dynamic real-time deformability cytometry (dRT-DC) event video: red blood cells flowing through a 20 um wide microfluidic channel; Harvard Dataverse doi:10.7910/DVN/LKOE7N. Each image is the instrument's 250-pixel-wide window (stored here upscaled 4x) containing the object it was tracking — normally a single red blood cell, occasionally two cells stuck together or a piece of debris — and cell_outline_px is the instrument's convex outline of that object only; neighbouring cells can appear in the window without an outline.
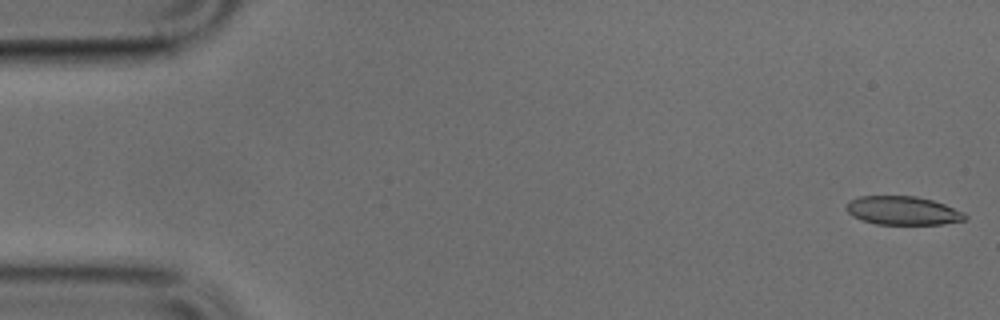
{"species": "common noctule bat (a hibernating species)", "species_latin": "Nyctalus noctula", "temperature_condition": "cold", "stored_images_in_passage": 49, "camera_frame_rate_fps": 3000, "um_per_image_px": 0.085, "animal": {"sex": "male", "body_mass_g": 17.9, "forearm_length_mm": 54.2}, "frame": {"image": 1, "passage_image": 1, "time_ms": 0.0, "image_size_px": [1000, 320], "cell_outline_px": [[968, 216], [964, 220], [940, 224], [876, 224], [860, 220], [852, 216], [844, 208], [848, 200], [860, 196], [916, 196], [932, 200], [944, 204], [964, 212]], "centroid_in_image_um": [76.69, 17.9], "position_along_channel_um": 8.3, "area_um2": 19.88}}
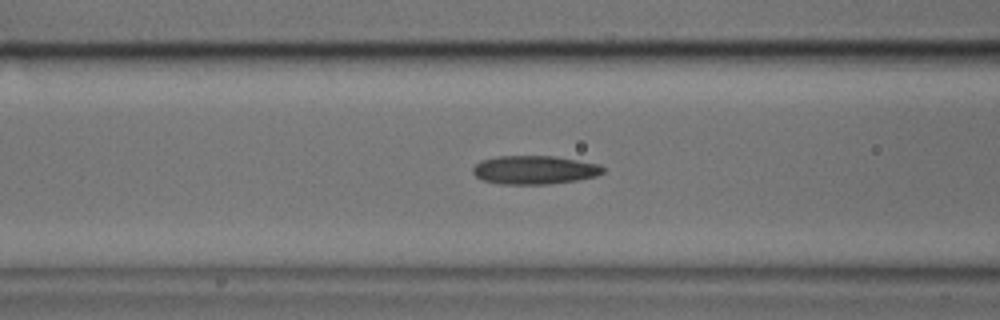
{"frame": {"image": 2, "passage_image": 19, "time_ms": 6.0, "image_size_px": [1000, 320], "cell_outline_px": [[604, 172], [596, 176], [576, 180], [548, 184], [500, 184], [484, 180], [476, 176], [472, 172], [472, 168], [480, 160], [500, 156], [556, 156], [600, 164], [604, 168]], "centroid_in_image_um": [45.44, 14.43], "position_along_channel_um": 121.2, "area_um2": 21.68}}
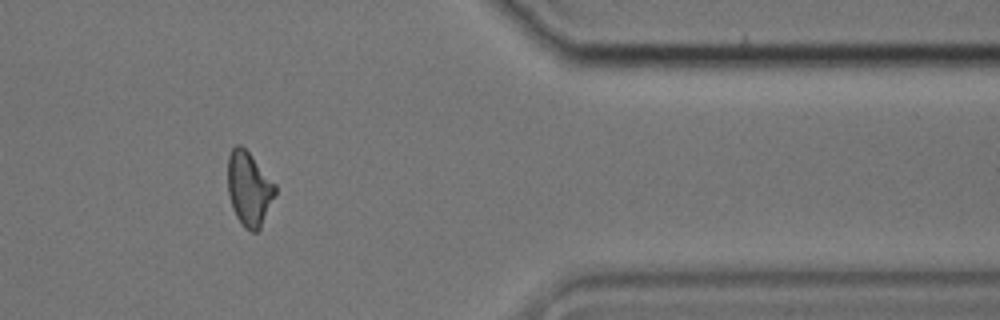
{"frame": {"image": 3, "passage_image": 41, "time_ms": 13.333, "image_size_px": [1000, 320], "cell_outline_px": [[276, 192], [260, 228], [256, 232], [252, 232], [244, 228], [236, 216], [232, 208], [228, 192], [228, 156], [232, 148], [236, 144], [240, 144], [248, 152], [276, 184]], "centroid_in_image_um": [21.15, 16.04], "position_along_channel_um": 390.2, "area_um2": 20.35}}